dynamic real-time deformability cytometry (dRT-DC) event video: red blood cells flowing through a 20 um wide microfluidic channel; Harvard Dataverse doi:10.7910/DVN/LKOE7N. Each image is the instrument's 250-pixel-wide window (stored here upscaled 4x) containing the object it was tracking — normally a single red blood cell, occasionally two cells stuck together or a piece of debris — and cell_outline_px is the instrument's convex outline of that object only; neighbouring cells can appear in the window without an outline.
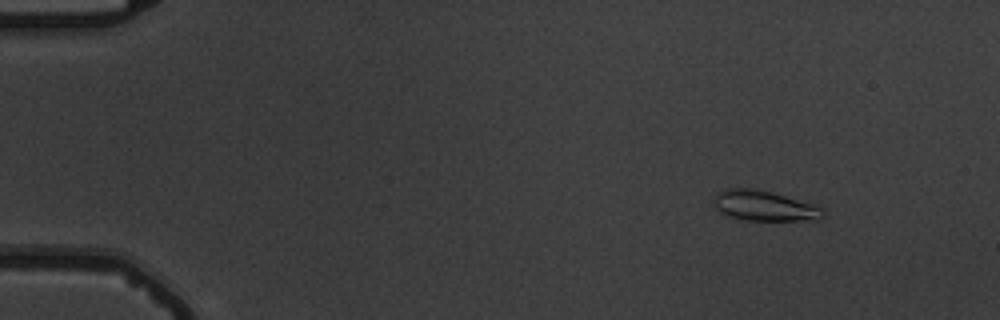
{"species": "common noctule bat (a hibernating species)", "species_latin": "Nyctalus noctula", "temperature_condition": "warm", "stored_images_in_passage": 6, "camera_frame_rate_fps": 3000, "um_per_image_px": 0.085, "animal": {"sex": "male", "body_mass_g": 19.5, "forearm_length_mm": 54.6}, "frame": {"image": 1, "passage_image": 2, "time_ms": 1.333, "image_size_px": [1000, 320], "cell_outline_px": [[828, 212], [820, 220], [744, 220], [724, 216], [716, 208], [716, 196], [724, 188], [752, 188], [772, 192], [812, 204], [824, 208]], "centroid_in_image_um": [65.01, 17.51], "position_along_channel_um": 20.0, "area_um2": 19.31}}
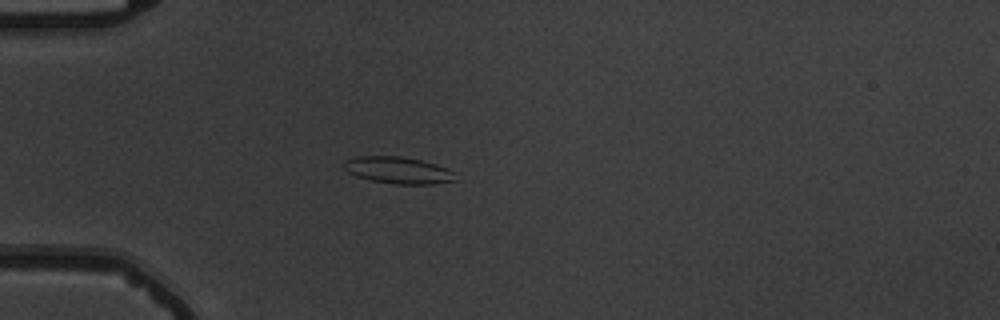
{"frame": {"image": 2, "passage_image": 5, "time_ms": 4.667, "image_size_px": [1000, 320], "cell_outline_px": [[456, 180], [432, 184], [396, 184], [372, 180], [356, 176], [348, 172], [344, 168], [344, 160], [356, 156], [400, 156], [420, 160], [436, 164], [448, 168], [452, 172]], "centroid_in_image_um": [33.82, 14.46], "position_along_channel_um": 51.2, "area_um2": 17.28}}